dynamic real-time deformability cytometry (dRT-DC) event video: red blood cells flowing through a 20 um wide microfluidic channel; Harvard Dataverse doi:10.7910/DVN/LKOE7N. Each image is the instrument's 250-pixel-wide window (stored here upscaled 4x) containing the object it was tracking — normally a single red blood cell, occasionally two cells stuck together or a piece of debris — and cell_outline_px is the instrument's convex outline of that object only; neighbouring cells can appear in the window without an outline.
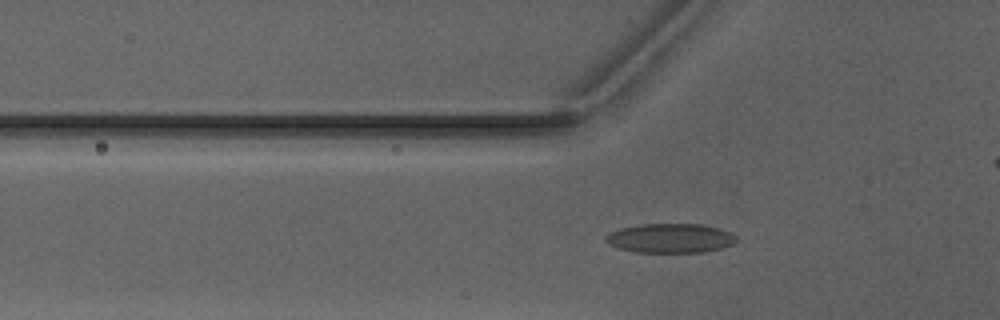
{"species": "Egyptian fruit bat (a non-hibernating species)", "species_latin": "Rousettus aegyptiacus", "temperature_condition": "warm", "stored_images_in_passage": 46, "camera_frame_rate_fps": 3000, "um_per_image_px": 0.085, "animal": {"sex": "male"}, "frame": {"image": 1, "passage_image": 18, "time_ms": 5.667, "image_size_px": [1000, 320], "cell_outline_px": [[736, 244], [704, 252], [636, 252], [616, 248], [608, 244], [604, 240], [604, 236], [620, 228], [640, 224], [704, 224], [720, 228], [736, 236]], "centroid_in_image_um": [56.96, 20.25], "position_along_channel_um": 68.8, "area_um2": 22.48}}
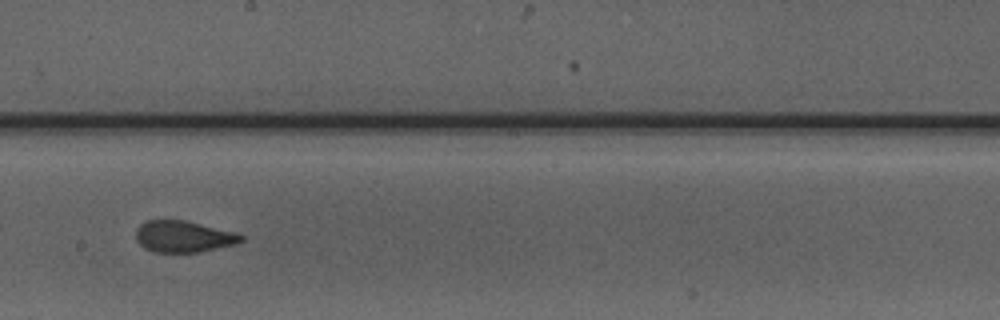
{"frame": {"image": 2, "passage_image": 30, "time_ms": 9.667, "image_size_px": [1000, 320], "cell_outline_px": [[244, 240], [236, 244], [200, 252], [156, 252], [144, 248], [136, 240], [136, 228], [140, 224], [148, 220], [184, 220], [236, 232], [244, 236]], "centroid_in_image_um": [15.6, 20.1], "position_along_channel_um": 232.6, "area_um2": 19.36}}
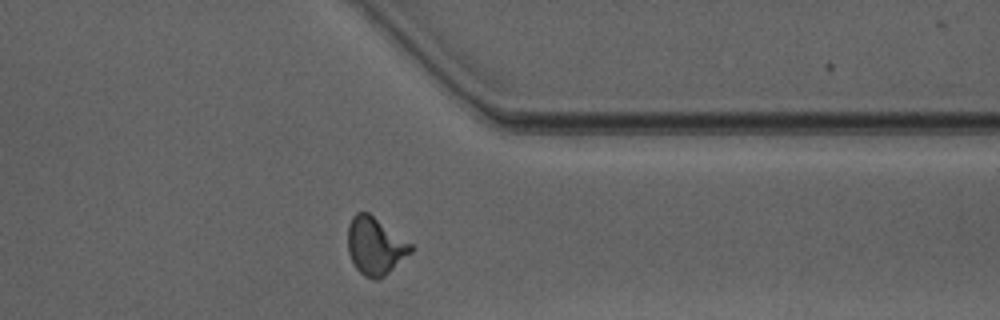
{"frame": {"image": 3, "passage_image": 41, "time_ms": 13.333, "image_size_px": [1000, 320], "cell_outline_px": [[412, 252], [380, 280], [376, 280], [364, 276], [356, 268], [348, 252], [348, 224], [352, 216], [356, 212], [368, 212], [412, 244]], "centroid_in_image_um": [31.88, 20.91], "position_along_channel_um": 379.5, "area_um2": 21.04}, "authors_computed_cell_mechanics": {"area_um2": 20.4901, "velocity_mm_per_s": 4.1131, "shape_relaxation_time_tau1_ms": 8.049, "shape_relaxation_time_tau2_ms": 1.1546, "deformation_change_tau1": 0.2143, "deformation_change_tau2": 0.0728}}